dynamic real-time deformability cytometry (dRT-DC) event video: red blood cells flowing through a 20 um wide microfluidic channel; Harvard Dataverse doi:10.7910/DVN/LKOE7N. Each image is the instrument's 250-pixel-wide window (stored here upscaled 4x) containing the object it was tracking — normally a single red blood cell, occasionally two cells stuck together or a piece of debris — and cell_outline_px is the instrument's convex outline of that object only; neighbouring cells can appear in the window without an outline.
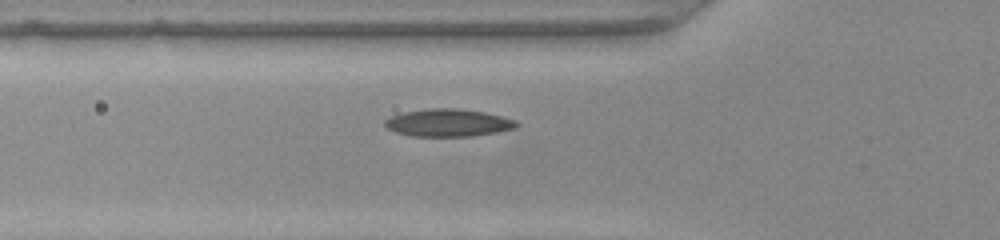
{"species": "common noctule bat (a hibernating species)", "species_latin": "Nyctalus noctula", "temperature_condition": "warm", "stored_images_in_passage": 37, "camera_frame_rate_fps": 3000, "um_per_image_px": 0.085, "animal": {"sex": "female", "body_mass_g": 22.0, "forearm_length_mm": 56.7}, "frame": {"image": 1, "passage_image": 8, "time_ms": 2.333, "image_size_px": [1000, 240], "cell_outline_px": [[520, 124], [516, 128], [496, 132], [472, 136], [412, 136], [396, 132], [388, 128], [384, 124], [384, 120], [392, 116], [404, 112], [428, 108], [456, 108], [484, 112], [516, 120]], "centroid_in_image_um": [38.11, 10.43], "position_along_channel_um": 87.7, "area_um2": 21.04}}
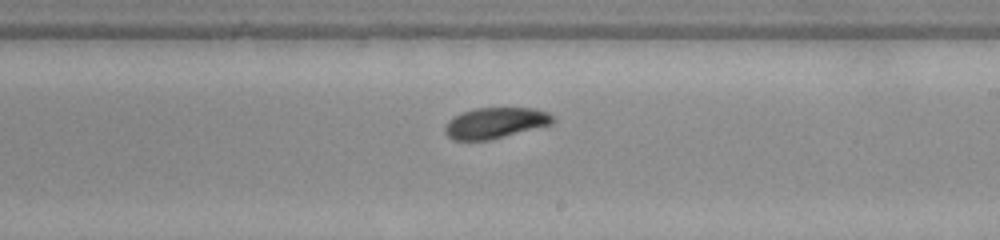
{"frame": {"image": 2, "passage_image": 20, "time_ms": 6.333, "image_size_px": [1000, 240], "cell_outline_px": [[556, 120], [552, 124], [492, 140], [452, 140], [444, 132], [444, 128], [448, 120], [464, 112], [476, 108], [532, 108], [548, 112]], "centroid_in_image_um": [42.11, 10.46], "position_along_channel_um": 246.9, "area_um2": 19.42}}
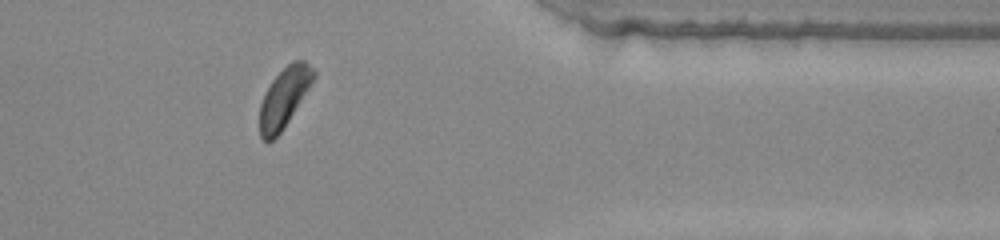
{"frame": {"image": 3, "passage_image": 32, "time_ms": 10.333, "image_size_px": [1000, 240], "cell_outline_px": [[316, 76], [288, 120], [280, 132], [268, 144], [260, 136], [260, 104], [272, 80], [292, 60], [304, 60], [316, 72]], "centroid_in_image_um": [24.15, 8.28], "position_along_channel_um": 387.3, "area_um2": 18.15}}